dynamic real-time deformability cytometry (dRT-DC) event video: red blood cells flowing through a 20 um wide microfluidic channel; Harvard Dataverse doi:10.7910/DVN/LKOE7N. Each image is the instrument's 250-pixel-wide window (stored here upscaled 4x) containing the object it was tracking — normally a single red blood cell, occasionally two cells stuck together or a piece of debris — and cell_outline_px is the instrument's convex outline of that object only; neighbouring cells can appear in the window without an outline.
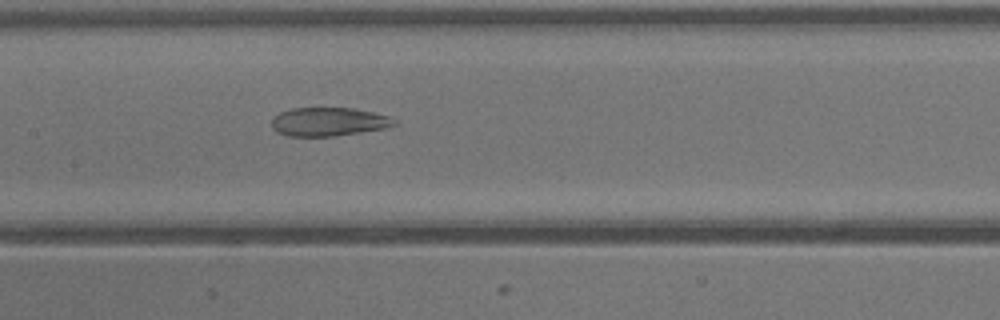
{"species": "common noctule bat (a hibernating species)", "species_latin": "Nyctalus noctula", "temperature_condition": "warm", "stored_images_in_passage": 24, "segment_of_instrument_passage": [1, 2], "camera_frame_rate_fps": 3000, "um_per_image_px": 0.085, "animal": {"sex": "male", "body_mass_g": 13.3}, "frame": {"image": 1, "passage_image": 8, "time_ms": 2.333, "image_size_px": [1000, 320], "cell_outline_px": [[400, 124], [388, 128], [336, 136], [288, 136], [276, 132], [272, 128], [272, 116], [280, 112], [292, 108], [356, 108], [392, 116]], "centroid_in_image_um": [27.99, 10.35], "position_along_channel_um": 179.4, "area_um2": 20.92}}
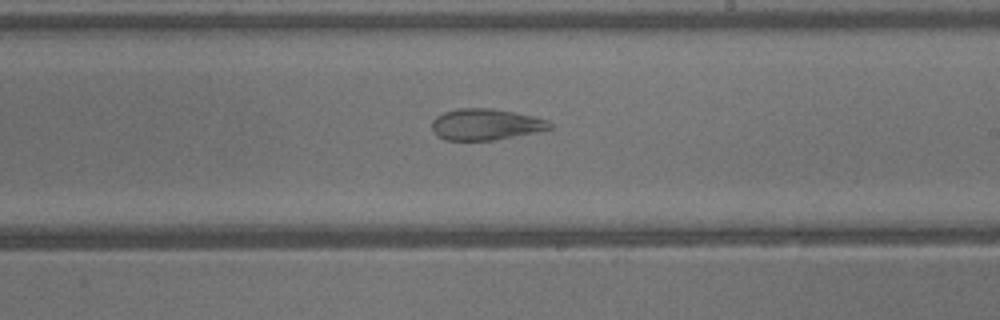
{"frame": {"image": 2, "passage_image": 12, "time_ms": 3.667, "image_size_px": [1000, 320], "cell_outline_px": [[552, 128], [536, 132], [492, 140], [444, 140], [436, 136], [432, 132], [432, 120], [436, 116], [444, 112], [456, 108], [492, 108], [532, 116], [548, 120], [552, 124]], "centroid_in_image_um": [41.23, 10.57], "position_along_channel_um": 247.8, "area_um2": 21.5}}
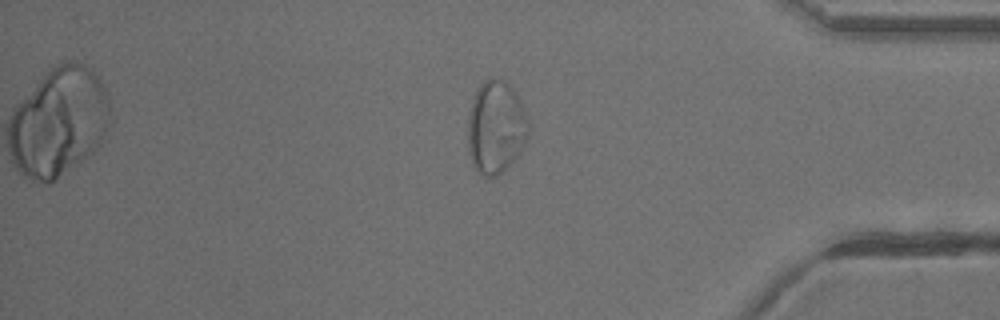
{"frame": {"image": 3, "passage_image": 22, "time_ms": 7.0, "image_size_px": [1000, 320], "cell_outline_px": [[528, 136], [520, 152], [496, 176], [484, 176], [472, 164], [468, 152], [468, 116], [472, 100], [476, 88], [484, 80], [492, 76], [508, 84], [516, 92], [524, 112], [528, 124]], "centroid_in_image_um": [42.11, 10.78], "position_along_channel_um": 393.1, "area_um2": 32.48}}